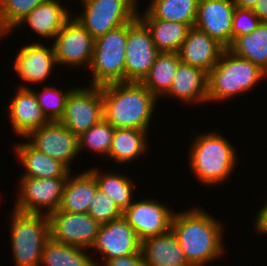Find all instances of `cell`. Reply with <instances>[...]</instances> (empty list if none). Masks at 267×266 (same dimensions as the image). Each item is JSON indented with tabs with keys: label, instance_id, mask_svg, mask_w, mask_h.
Returning <instances> with one entry per match:
<instances>
[{
	"label": "cell",
	"instance_id": "7402d4cb",
	"mask_svg": "<svg viewBox=\"0 0 267 266\" xmlns=\"http://www.w3.org/2000/svg\"><path fill=\"white\" fill-rule=\"evenodd\" d=\"M140 251L147 266H191L172 229L142 240Z\"/></svg>",
	"mask_w": 267,
	"mask_h": 266
},
{
	"label": "cell",
	"instance_id": "44dd1931",
	"mask_svg": "<svg viewBox=\"0 0 267 266\" xmlns=\"http://www.w3.org/2000/svg\"><path fill=\"white\" fill-rule=\"evenodd\" d=\"M208 73L203 69L180 62L165 98L174 97L185 104L208 102Z\"/></svg>",
	"mask_w": 267,
	"mask_h": 266
},
{
	"label": "cell",
	"instance_id": "d4e9b609",
	"mask_svg": "<svg viewBox=\"0 0 267 266\" xmlns=\"http://www.w3.org/2000/svg\"><path fill=\"white\" fill-rule=\"evenodd\" d=\"M148 132L141 129L115 128L107 158H111L117 165H123L132 163L141 155L144 156L149 143Z\"/></svg>",
	"mask_w": 267,
	"mask_h": 266
},
{
	"label": "cell",
	"instance_id": "cb8c5ba5",
	"mask_svg": "<svg viewBox=\"0 0 267 266\" xmlns=\"http://www.w3.org/2000/svg\"><path fill=\"white\" fill-rule=\"evenodd\" d=\"M97 188L96 178L90 170H85L74 177L70 171L58 209L69 213H88Z\"/></svg>",
	"mask_w": 267,
	"mask_h": 266
},
{
	"label": "cell",
	"instance_id": "7a4b0ae2",
	"mask_svg": "<svg viewBox=\"0 0 267 266\" xmlns=\"http://www.w3.org/2000/svg\"><path fill=\"white\" fill-rule=\"evenodd\" d=\"M103 116L114 128L149 130L157 98L141 82L101 86Z\"/></svg>",
	"mask_w": 267,
	"mask_h": 266
},
{
	"label": "cell",
	"instance_id": "e0dca14e",
	"mask_svg": "<svg viewBox=\"0 0 267 266\" xmlns=\"http://www.w3.org/2000/svg\"><path fill=\"white\" fill-rule=\"evenodd\" d=\"M16 90V94L9 101L7 116L16 136L25 138L31 131L49 121L43 114L31 86L22 83Z\"/></svg>",
	"mask_w": 267,
	"mask_h": 266
},
{
	"label": "cell",
	"instance_id": "1f68e13d",
	"mask_svg": "<svg viewBox=\"0 0 267 266\" xmlns=\"http://www.w3.org/2000/svg\"><path fill=\"white\" fill-rule=\"evenodd\" d=\"M49 0H0V39L13 33L19 22L36 6Z\"/></svg>",
	"mask_w": 267,
	"mask_h": 266
},
{
	"label": "cell",
	"instance_id": "3957f363",
	"mask_svg": "<svg viewBox=\"0 0 267 266\" xmlns=\"http://www.w3.org/2000/svg\"><path fill=\"white\" fill-rule=\"evenodd\" d=\"M218 130L197 135L189 149V166L204 185L224 184L237 167L236 147Z\"/></svg>",
	"mask_w": 267,
	"mask_h": 266
},
{
	"label": "cell",
	"instance_id": "e575fe53",
	"mask_svg": "<svg viewBox=\"0 0 267 266\" xmlns=\"http://www.w3.org/2000/svg\"><path fill=\"white\" fill-rule=\"evenodd\" d=\"M88 213L100 224L109 223L122 216L121 209L100 188L96 189Z\"/></svg>",
	"mask_w": 267,
	"mask_h": 266
},
{
	"label": "cell",
	"instance_id": "2e32d148",
	"mask_svg": "<svg viewBox=\"0 0 267 266\" xmlns=\"http://www.w3.org/2000/svg\"><path fill=\"white\" fill-rule=\"evenodd\" d=\"M232 0H199L194 26L228 48L232 44Z\"/></svg>",
	"mask_w": 267,
	"mask_h": 266
},
{
	"label": "cell",
	"instance_id": "d590c367",
	"mask_svg": "<svg viewBox=\"0 0 267 266\" xmlns=\"http://www.w3.org/2000/svg\"><path fill=\"white\" fill-rule=\"evenodd\" d=\"M260 23L261 20L253 9L235 7L232 18V43L237 37L250 34Z\"/></svg>",
	"mask_w": 267,
	"mask_h": 266
},
{
	"label": "cell",
	"instance_id": "f546056e",
	"mask_svg": "<svg viewBox=\"0 0 267 266\" xmlns=\"http://www.w3.org/2000/svg\"><path fill=\"white\" fill-rule=\"evenodd\" d=\"M148 27L159 52L177 53L190 30L188 24L161 19H141Z\"/></svg>",
	"mask_w": 267,
	"mask_h": 266
},
{
	"label": "cell",
	"instance_id": "484cf974",
	"mask_svg": "<svg viewBox=\"0 0 267 266\" xmlns=\"http://www.w3.org/2000/svg\"><path fill=\"white\" fill-rule=\"evenodd\" d=\"M140 19H161L194 27L199 0H150Z\"/></svg>",
	"mask_w": 267,
	"mask_h": 266
},
{
	"label": "cell",
	"instance_id": "9a60e30c",
	"mask_svg": "<svg viewBox=\"0 0 267 266\" xmlns=\"http://www.w3.org/2000/svg\"><path fill=\"white\" fill-rule=\"evenodd\" d=\"M140 248L141 241L123 216L102 224L91 247L92 251L95 250L102 255L100 258L103 262H96L97 266H102L110 259L137 254Z\"/></svg>",
	"mask_w": 267,
	"mask_h": 266
},
{
	"label": "cell",
	"instance_id": "ffe728a7",
	"mask_svg": "<svg viewBox=\"0 0 267 266\" xmlns=\"http://www.w3.org/2000/svg\"><path fill=\"white\" fill-rule=\"evenodd\" d=\"M65 7L60 0H49L39 4L15 28L24 29L23 25L25 26L26 23L36 36L53 41L57 33L73 17L71 9L68 10Z\"/></svg>",
	"mask_w": 267,
	"mask_h": 266
},
{
	"label": "cell",
	"instance_id": "603a6c76",
	"mask_svg": "<svg viewBox=\"0 0 267 266\" xmlns=\"http://www.w3.org/2000/svg\"><path fill=\"white\" fill-rule=\"evenodd\" d=\"M13 152L19 158L25 172L20 177L56 178L68 177L70 170L59 160L38 151L28 141L14 143Z\"/></svg>",
	"mask_w": 267,
	"mask_h": 266
},
{
	"label": "cell",
	"instance_id": "5b68a950",
	"mask_svg": "<svg viewBox=\"0 0 267 266\" xmlns=\"http://www.w3.org/2000/svg\"><path fill=\"white\" fill-rule=\"evenodd\" d=\"M11 213L10 240L15 266H39L44 245L50 238L48 216L14 209Z\"/></svg>",
	"mask_w": 267,
	"mask_h": 266
},
{
	"label": "cell",
	"instance_id": "83f0119b",
	"mask_svg": "<svg viewBox=\"0 0 267 266\" xmlns=\"http://www.w3.org/2000/svg\"><path fill=\"white\" fill-rule=\"evenodd\" d=\"M87 250L56 242L50 237L44 245L39 266H97Z\"/></svg>",
	"mask_w": 267,
	"mask_h": 266
},
{
	"label": "cell",
	"instance_id": "ba28073f",
	"mask_svg": "<svg viewBox=\"0 0 267 266\" xmlns=\"http://www.w3.org/2000/svg\"><path fill=\"white\" fill-rule=\"evenodd\" d=\"M66 181L67 177L19 178V192L13 209L28 214L49 216L58 210Z\"/></svg>",
	"mask_w": 267,
	"mask_h": 266
},
{
	"label": "cell",
	"instance_id": "74e56055",
	"mask_svg": "<svg viewBox=\"0 0 267 266\" xmlns=\"http://www.w3.org/2000/svg\"><path fill=\"white\" fill-rule=\"evenodd\" d=\"M253 223L256 233L267 235V202L256 212Z\"/></svg>",
	"mask_w": 267,
	"mask_h": 266
},
{
	"label": "cell",
	"instance_id": "d6986e66",
	"mask_svg": "<svg viewBox=\"0 0 267 266\" xmlns=\"http://www.w3.org/2000/svg\"><path fill=\"white\" fill-rule=\"evenodd\" d=\"M226 47L206 32L191 27L178 50L181 62L209 72L218 62Z\"/></svg>",
	"mask_w": 267,
	"mask_h": 266
},
{
	"label": "cell",
	"instance_id": "4316f807",
	"mask_svg": "<svg viewBox=\"0 0 267 266\" xmlns=\"http://www.w3.org/2000/svg\"><path fill=\"white\" fill-rule=\"evenodd\" d=\"M178 53L160 52L149 73L141 82L157 99L165 96L170 89L178 64Z\"/></svg>",
	"mask_w": 267,
	"mask_h": 266
},
{
	"label": "cell",
	"instance_id": "836d02e7",
	"mask_svg": "<svg viewBox=\"0 0 267 266\" xmlns=\"http://www.w3.org/2000/svg\"><path fill=\"white\" fill-rule=\"evenodd\" d=\"M73 88L68 90H61L52 87L51 84L44 86L41 91L33 90L37 102L49 122L59 121L63 116L65 110L66 99Z\"/></svg>",
	"mask_w": 267,
	"mask_h": 266
},
{
	"label": "cell",
	"instance_id": "4fadbf2b",
	"mask_svg": "<svg viewBox=\"0 0 267 266\" xmlns=\"http://www.w3.org/2000/svg\"><path fill=\"white\" fill-rule=\"evenodd\" d=\"M24 139H27L38 151L59 160L72 171L71 163L79 155L78 136L62 123L59 121L48 122L31 131Z\"/></svg>",
	"mask_w": 267,
	"mask_h": 266
},
{
	"label": "cell",
	"instance_id": "9c48e42d",
	"mask_svg": "<svg viewBox=\"0 0 267 266\" xmlns=\"http://www.w3.org/2000/svg\"><path fill=\"white\" fill-rule=\"evenodd\" d=\"M103 118L101 86H76L66 99L59 122L79 137Z\"/></svg>",
	"mask_w": 267,
	"mask_h": 266
},
{
	"label": "cell",
	"instance_id": "30bf717a",
	"mask_svg": "<svg viewBox=\"0 0 267 266\" xmlns=\"http://www.w3.org/2000/svg\"><path fill=\"white\" fill-rule=\"evenodd\" d=\"M159 53L148 27L138 16L127 23L124 82H142Z\"/></svg>",
	"mask_w": 267,
	"mask_h": 266
},
{
	"label": "cell",
	"instance_id": "8d00e7d4",
	"mask_svg": "<svg viewBox=\"0 0 267 266\" xmlns=\"http://www.w3.org/2000/svg\"><path fill=\"white\" fill-rule=\"evenodd\" d=\"M102 266H147L141 251L137 254L126 255L107 260Z\"/></svg>",
	"mask_w": 267,
	"mask_h": 266
},
{
	"label": "cell",
	"instance_id": "5bb4252c",
	"mask_svg": "<svg viewBox=\"0 0 267 266\" xmlns=\"http://www.w3.org/2000/svg\"><path fill=\"white\" fill-rule=\"evenodd\" d=\"M155 198L136 200L122 212V216L136 232L140 241L168 232L174 211Z\"/></svg>",
	"mask_w": 267,
	"mask_h": 266
},
{
	"label": "cell",
	"instance_id": "d6a6232c",
	"mask_svg": "<svg viewBox=\"0 0 267 266\" xmlns=\"http://www.w3.org/2000/svg\"><path fill=\"white\" fill-rule=\"evenodd\" d=\"M115 128L104 118L78 137L79 155L85 148L108 157Z\"/></svg>",
	"mask_w": 267,
	"mask_h": 266
},
{
	"label": "cell",
	"instance_id": "6da1fadb",
	"mask_svg": "<svg viewBox=\"0 0 267 266\" xmlns=\"http://www.w3.org/2000/svg\"><path fill=\"white\" fill-rule=\"evenodd\" d=\"M223 226L199 207L176 211L171 221V229L191 266H208L209 262L222 258L226 250Z\"/></svg>",
	"mask_w": 267,
	"mask_h": 266
},
{
	"label": "cell",
	"instance_id": "8992f818",
	"mask_svg": "<svg viewBox=\"0 0 267 266\" xmlns=\"http://www.w3.org/2000/svg\"><path fill=\"white\" fill-rule=\"evenodd\" d=\"M126 40L127 24L94 39L88 69L91 70L92 81L88 85L103 86L124 82Z\"/></svg>",
	"mask_w": 267,
	"mask_h": 266
},
{
	"label": "cell",
	"instance_id": "52a82bcc",
	"mask_svg": "<svg viewBox=\"0 0 267 266\" xmlns=\"http://www.w3.org/2000/svg\"><path fill=\"white\" fill-rule=\"evenodd\" d=\"M82 14L73 17L96 39L138 16V0H80Z\"/></svg>",
	"mask_w": 267,
	"mask_h": 266
},
{
	"label": "cell",
	"instance_id": "277c9868",
	"mask_svg": "<svg viewBox=\"0 0 267 266\" xmlns=\"http://www.w3.org/2000/svg\"><path fill=\"white\" fill-rule=\"evenodd\" d=\"M264 77L267 78V73L258 65L226 48L217 64L208 72V103L223 102L250 92Z\"/></svg>",
	"mask_w": 267,
	"mask_h": 266
},
{
	"label": "cell",
	"instance_id": "ab89813d",
	"mask_svg": "<svg viewBox=\"0 0 267 266\" xmlns=\"http://www.w3.org/2000/svg\"><path fill=\"white\" fill-rule=\"evenodd\" d=\"M236 7L253 9L259 0H232Z\"/></svg>",
	"mask_w": 267,
	"mask_h": 266
},
{
	"label": "cell",
	"instance_id": "f35d334b",
	"mask_svg": "<svg viewBox=\"0 0 267 266\" xmlns=\"http://www.w3.org/2000/svg\"><path fill=\"white\" fill-rule=\"evenodd\" d=\"M253 11L261 21L267 22V0H259Z\"/></svg>",
	"mask_w": 267,
	"mask_h": 266
},
{
	"label": "cell",
	"instance_id": "8fae6325",
	"mask_svg": "<svg viewBox=\"0 0 267 266\" xmlns=\"http://www.w3.org/2000/svg\"><path fill=\"white\" fill-rule=\"evenodd\" d=\"M52 43L57 65L89 68L94 38L74 17L57 33Z\"/></svg>",
	"mask_w": 267,
	"mask_h": 266
},
{
	"label": "cell",
	"instance_id": "f1b7e54d",
	"mask_svg": "<svg viewBox=\"0 0 267 266\" xmlns=\"http://www.w3.org/2000/svg\"><path fill=\"white\" fill-rule=\"evenodd\" d=\"M228 49L267 73V22L261 21L250 34L237 37Z\"/></svg>",
	"mask_w": 267,
	"mask_h": 266
},
{
	"label": "cell",
	"instance_id": "ac0fdd59",
	"mask_svg": "<svg viewBox=\"0 0 267 266\" xmlns=\"http://www.w3.org/2000/svg\"><path fill=\"white\" fill-rule=\"evenodd\" d=\"M14 70L21 80L30 84L44 83L57 67L53 45L48 48L39 41L24 45L16 55Z\"/></svg>",
	"mask_w": 267,
	"mask_h": 266
},
{
	"label": "cell",
	"instance_id": "4dcf8cb0",
	"mask_svg": "<svg viewBox=\"0 0 267 266\" xmlns=\"http://www.w3.org/2000/svg\"><path fill=\"white\" fill-rule=\"evenodd\" d=\"M94 174L98 188H100L123 212L134 202V181L120 172H100L96 168L90 169ZM133 193V194H132Z\"/></svg>",
	"mask_w": 267,
	"mask_h": 266
},
{
	"label": "cell",
	"instance_id": "7c38bea8",
	"mask_svg": "<svg viewBox=\"0 0 267 266\" xmlns=\"http://www.w3.org/2000/svg\"><path fill=\"white\" fill-rule=\"evenodd\" d=\"M48 218L53 240L91 250L101 225L89 213H69L58 209Z\"/></svg>",
	"mask_w": 267,
	"mask_h": 266
}]
</instances>
